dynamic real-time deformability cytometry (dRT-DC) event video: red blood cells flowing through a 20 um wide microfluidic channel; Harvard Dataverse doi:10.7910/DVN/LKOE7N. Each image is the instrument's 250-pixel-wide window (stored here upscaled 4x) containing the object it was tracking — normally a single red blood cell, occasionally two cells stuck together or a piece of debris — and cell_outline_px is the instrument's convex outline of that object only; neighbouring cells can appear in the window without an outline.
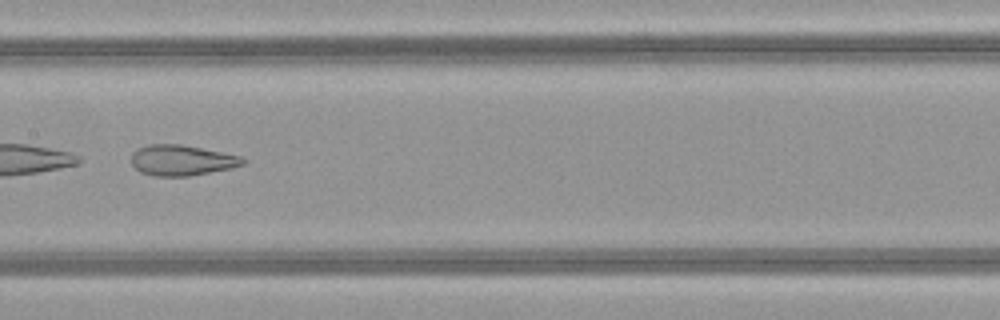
{"species": "common noctule bat (a hibernating species)", "species_latin": "Nyctalus noctula", "temperature_condition": "warm", "stored_images_in_passage": 30, "camera_frame_rate_fps": 3000, "um_per_image_px": 0.085, "animal": {"sex": "female", "body_mass_g": 21.9}, "frame": {"image": 1, "passage_image": 13, "time_ms": 4.0, "image_size_px": [1000, 320], "cell_outline_px": [[248, 160], [244, 164], [232, 168], [188, 176], [152, 176], [140, 172], [132, 164], [132, 152], [136, 148], [148, 144], [180, 144], [240, 156]], "centroid_in_image_um": [15.42, 13.62], "position_along_channel_um": 192.0, "area_um2": 19.88}}
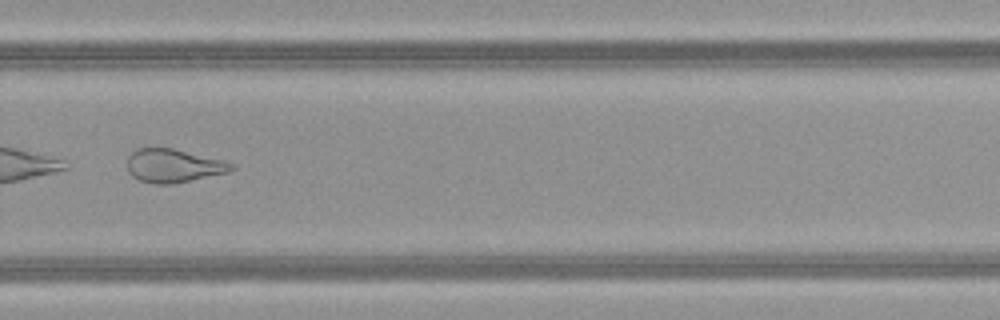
{"frame": {"image": 2, "passage_image": 22, "time_ms": 7.0, "image_size_px": [1000, 320], "cell_outline_px": [[236, 168], [228, 172], [172, 184], [152, 184], [140, 180], [132, 176], [128, 172], [128, 156], [136, 148], [172, 148], [224, 160], [236, 164]], "centroid_in_image_um": [14.75, 14.08], "position_along_channel_um": 315.0, "area_um2": 20.35}, "authors_computed_cell_mechanics": {"area_um2": 20.5479, "velocity_mm_per_s": 4.1338, "shape_relaxation_time_tau1_ms": null, "shape_relaxation_time_tau2_ms": 1.8133, "deformation_change_tau1": null, "deformation_change_tau2": 0.1134}}